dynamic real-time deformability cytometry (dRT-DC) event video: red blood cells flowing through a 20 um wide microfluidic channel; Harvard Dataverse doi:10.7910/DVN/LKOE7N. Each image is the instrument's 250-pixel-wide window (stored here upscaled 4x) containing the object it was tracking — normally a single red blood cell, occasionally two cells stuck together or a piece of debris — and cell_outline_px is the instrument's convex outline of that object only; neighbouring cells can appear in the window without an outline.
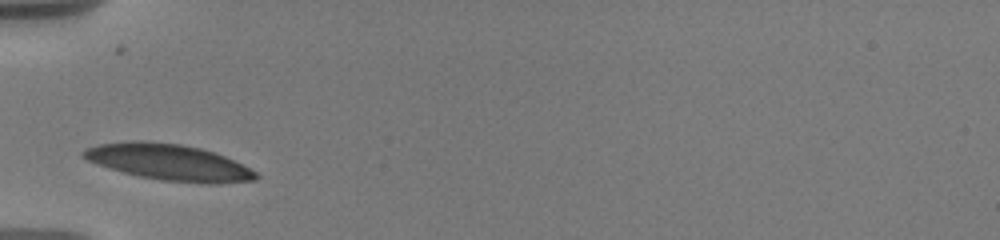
{"species": "human", "species_latin": "Homo sapiens", "temperature_condition": "warm", "stored_images_in_passage": 11, "camera_frame_rate_fps": 3000, "um_per_image_px": 0.085, "donor": {"sex": "male"}, "frame": {"image": 1, "passage_image": 1, "time_ms": 0.0, "image_size_px": [1000, 240], "cell_outline_px": [[260, 176], [256, 180], [208, 184], [160, 180], [140, 176], [108, 168], [88, 160], [80, 156], [80, 152], [84, 148], [100, 144], [132, 140], [140, 140], [180, 144], [200, 148], [216, 152], [256, 172]], "centroid_in_image_um": [14.32, 13.78], "position_along_channel_um": 70.7, "area_um2": 36.24}}
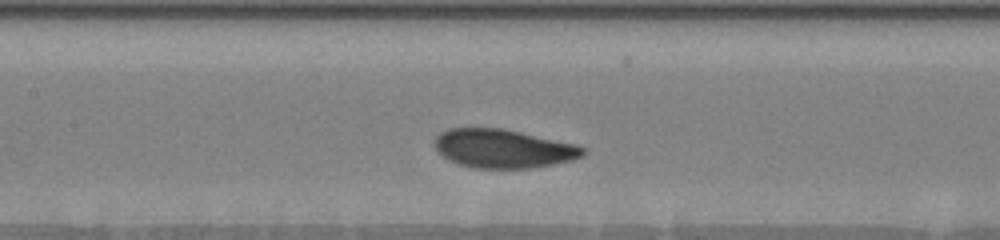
{"frame": {"image": 2, "passage_image": 7, "time_ms": 2.667, "image_size_px": [1000, 240], "cell_outline_px": [[588, 152], [584, 156], [572, 160], [532, 168], [472, 168], [448, 160], [436, 152], [436, 136], [440, 132], [448, 128], [500, 128], [520, 132], [576, 144], [588, 148]], "centroid_in_image_um": [42.79, 12.63], "position_along_channel_um": 164.6, "area_um2": 33.58}}
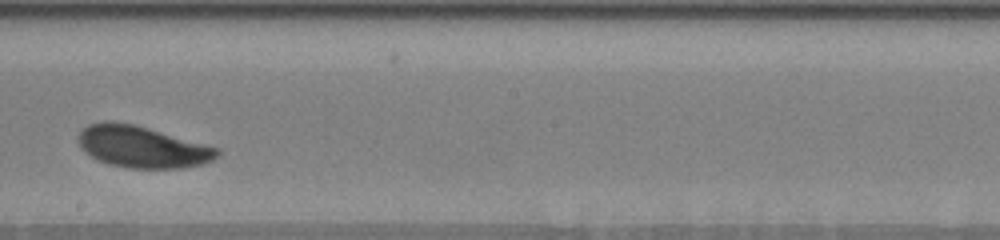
{"frame": {"image": 3, "passage_image": 10, "time_ms": 4.667, "image_size_px": [1000, 240], "cell_outline_px": [[220, 156], [204, 164], [180, 168], [128, 168], [108, 164], [96, 160], [84, 152], [80, 148], [76, 140], [76, 136], [88, 124], [104, 120], [112, 120], [136, 124], [220, 148]], "centroid_in_image_um": [12.05, 12.47], "position_along_channel_um": 236.1, "area_um2": 34.45}}